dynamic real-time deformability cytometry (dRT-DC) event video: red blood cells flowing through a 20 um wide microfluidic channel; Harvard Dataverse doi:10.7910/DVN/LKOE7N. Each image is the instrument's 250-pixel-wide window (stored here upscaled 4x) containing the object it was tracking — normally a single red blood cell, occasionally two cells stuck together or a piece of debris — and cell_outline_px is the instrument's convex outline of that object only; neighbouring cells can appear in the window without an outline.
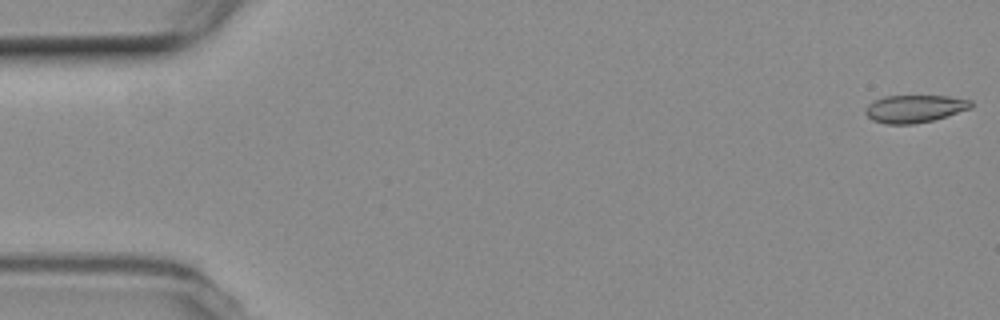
{"species": "common noctule bat (a hibernating species)", "species_latin": "Nyctalus noctula", "temperature_condition": "room temperature", "stored_images_in_passage": 5, "camera_frame_rate_fps": 3000, "um_per_image_px": 0.085, "animal": {"sex": "female", "body_mass_g": 19.3, "forearm_length_mm": 54.1}, "frame": {"image": 1, "passage_image": 1, "time_ms": 0.0, "image_size_px": [1000, 320], "cell_outline_px": [[972, 108], [932, 120], [912, 124], [884, 124], [872, 120], [864, 112], [864, 108], [868, 104], [884, 96], [948, 96], [972, 100]], "centroid_in_image_um": [77.72, 9.24], "position_along_channel_um": 7.3, "area_um2": 16.94}}